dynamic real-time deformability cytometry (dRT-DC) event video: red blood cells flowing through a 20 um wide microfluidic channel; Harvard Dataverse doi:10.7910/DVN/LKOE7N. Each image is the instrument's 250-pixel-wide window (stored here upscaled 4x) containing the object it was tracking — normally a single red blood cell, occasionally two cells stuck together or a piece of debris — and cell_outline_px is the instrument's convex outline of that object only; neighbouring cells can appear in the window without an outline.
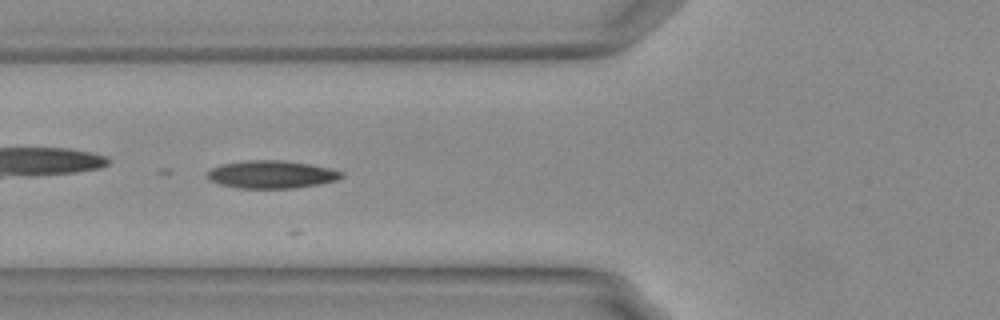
{"species": "Egyptian fruit bat (a non-hibernating species)", "species_latin": "Rousettus aegyptiacus", "temperature_condition": "warm", "stored_images_in_passage": 10, "camera_frame_rate_fps": 3000, "um_per_image_px": 0.085, "animal": {"sex": "female"}, "frame": {"image": 1, "passage_image": 4, "time_ms": 1.0, "image_size_px": [1000, 320], "cell_outline_px": [[344, 176], [336, 180], [320, 184], [296, 188], [240, 188], [220, 184], [212, 180], [208, 176], [208, 172], [212, 168], [220, 164], [248, 160], [284, 160], [308, 164], [328, 168], [344, 172]], "centroid_in_image_um": [23.11, 14.82], "position_along_channel_um": 102.7, "area_um2": 21.56}}
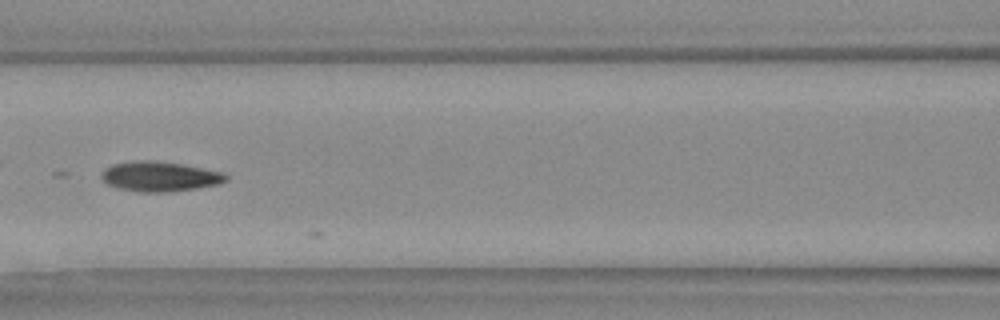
{"frame": {"image": 2, "passage_image": 8, "time_ms": 2.333, "image_size_px": [1000, 320], "cell_outline_px": [[228, 180], [220, 184], [196, 188], [168, 192], [140, 192], [116, 188], [108, 184], [100, 176], [104, 168], [112, 164], [136, 160], [156, 160], [180, 164], [224, 172], [228, 176]], "centroid_in_image_um": [13.57, 15.0], "position_along_channel_um": 153.0, "area_um2": 21.85}}